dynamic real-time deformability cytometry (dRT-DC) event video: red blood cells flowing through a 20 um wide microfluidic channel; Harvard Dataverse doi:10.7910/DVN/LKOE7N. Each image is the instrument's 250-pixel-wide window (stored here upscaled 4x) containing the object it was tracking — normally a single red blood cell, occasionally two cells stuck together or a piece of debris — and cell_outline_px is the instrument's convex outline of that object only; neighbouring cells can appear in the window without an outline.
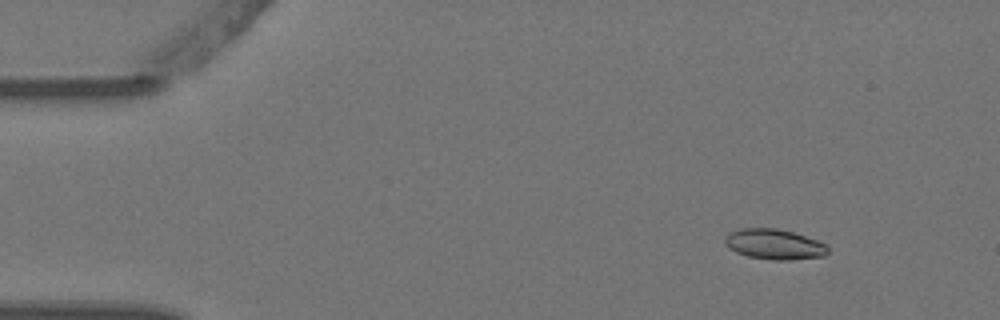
{"species": "Egyptian fruit bat (a non-hibernating species)", "species_latin": "Rousettus aegyptiacus", "temperature_condition": "warm", "stored_images_in_passage": 4, "segment_of_instrument_passage": [1, 2], "camera_frame_rate_fps": 3000, "um_per_image_px": 0.085, "animal": {"sex": "female"}, "frame": {"image": 1, "passage_image": 1, "time_ms": 0.0, "image_size_px": [1000, 320], "cell_outline_px": [[828, 252], [824, 256], [792, 260], [772, 260], [748, 256], [736, 252], [728, 248], [724, 244], [724, 236], [728, 232], [740, 228], [776, 228], [792, 232], [828, 244]], "centroid_in_image_um": [65.78, 20.76], "position_along_channel_um": 19.2, "area_um2": 18.38}}